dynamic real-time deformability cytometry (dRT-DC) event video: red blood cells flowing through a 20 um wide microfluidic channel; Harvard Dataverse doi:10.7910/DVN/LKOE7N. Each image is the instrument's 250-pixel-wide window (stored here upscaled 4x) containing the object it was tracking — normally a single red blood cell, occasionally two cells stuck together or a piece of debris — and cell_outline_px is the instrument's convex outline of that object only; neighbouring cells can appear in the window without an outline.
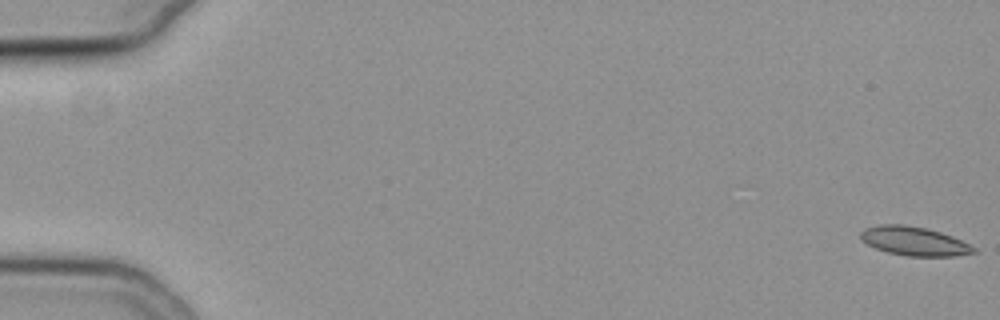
{"species": "common noctule bat (a hibernating species)", "species_latin": "Nyctalus noctula", "temperature_condition": "cold", "stored_images_in_passage": 19, "camera_frame_rate_fps": 3000, "um_per_image_px": 0.085, "animal": {"sex": "female", "body_mass_g": 19.3, "forearm_length_mm": 54.1}, "frame": {"image": 1, "passage_image": 1, "time_ms": 0.0, "image_size_px": [1000, 320], "cell_outline_px": [[980, 252], [956, 256], [908, 256], [888, 252], [876, 248], [860, 240], [860, 232], [864, 228], [880, 224], [904, 224], [928, 228], [952, 236], [976, 248]], "centroid_in_image_um": [77.71, 20.49], "position_along_channel_um": 7.3, "area_um2": 19.19}}